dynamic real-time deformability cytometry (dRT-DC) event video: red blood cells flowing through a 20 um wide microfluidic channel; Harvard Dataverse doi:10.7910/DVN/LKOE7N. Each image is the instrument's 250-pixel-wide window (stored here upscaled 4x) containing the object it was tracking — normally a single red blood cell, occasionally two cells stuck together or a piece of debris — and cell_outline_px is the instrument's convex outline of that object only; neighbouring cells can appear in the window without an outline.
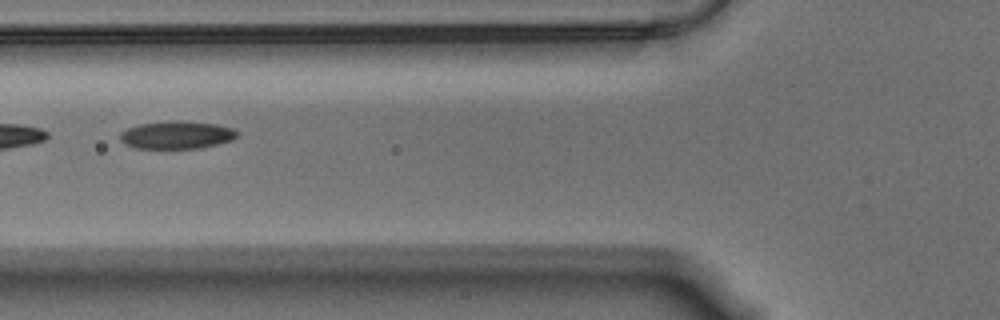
{"species": "Egyptian fruit bat (a non-hibernating species)", "species_latin": "Rousettus aegyptiacus", "temperature_condition": "warm", "stored_images_in_passage": 15, "camera_frame_rate_fps": 3000, "um_per_image_px": 0.085, "animal": {"sex": "male"}, "frame": {"image": 1, "passage_image": 5, "time_ms": 1.333, "image_size_px": [1000, 320], "cell_outline_px": [[240, 132], [232, 140], [200, 148], [136, 148], [124, 144], [120, 140], [120, 132], [128, 128], [140, 124], [172, 120], [180, 120], [216, 124], [232, 128]], "centroid_in_image_um": [15.01, 11.46], "position_along_channel_um": 110.8, "area_um2": 18.96}}